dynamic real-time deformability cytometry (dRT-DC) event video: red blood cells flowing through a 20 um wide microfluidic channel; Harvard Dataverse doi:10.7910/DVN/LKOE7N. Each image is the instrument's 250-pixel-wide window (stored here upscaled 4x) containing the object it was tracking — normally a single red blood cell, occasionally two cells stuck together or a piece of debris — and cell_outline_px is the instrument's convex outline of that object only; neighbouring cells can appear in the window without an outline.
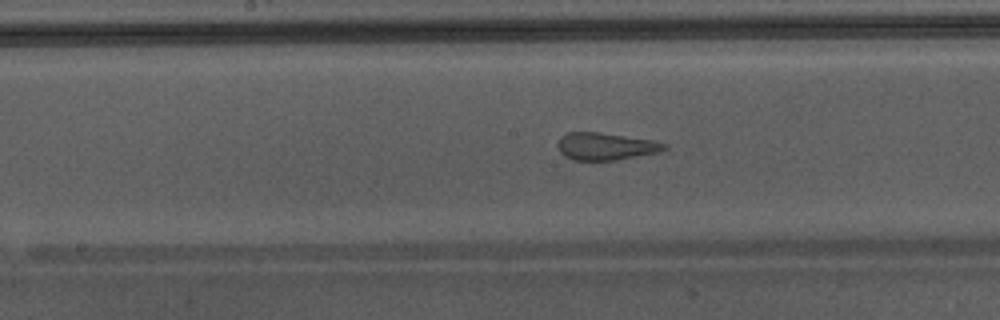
{"species": "Egyptian fruit bat (a non-hibernating species)", "species_latin": "Rousettus aegyptiacus", "temperature_condition": "warm", "stored_images_in_passage": 24, "camera_frame_rate_fps": 3000, "um_per_image_px": 0.085, "animal": {"sex": "male"}, "frame": {"image": 1, "passage_image": 11, "time_ms": 3.333, "image_size_px": [1000, 320], "cell_outline_px": [[668, 148], [660, 152], [616, 160], [576, 160], [564, 156], [560, 152], [560, 136], [568, 132], [600, 132], [652, 140], [668, 144]], "centroid_in_image_um": [51.53, 12.44], "position_along_channel_um": 196.7, "area_um2": 16.88}}
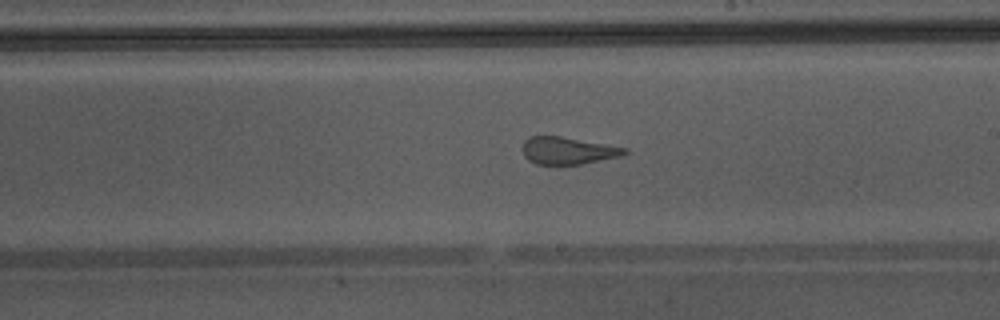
{"frame": {"image": 2, "passage_image": 14, "time_ms": 4.333, "image_size_px": [1000, 320], "cell_outline_px": [[628, 152], [620, 156], [580, 164], [536, 164], [528, 160], [524, 156], [524, 140], [528, 136], [560, 136], [628, 148]], "centroid_in_image_um": [48.25, 12.8], "position_along_channel_um": 240.7, "area_um2": 16.01}}